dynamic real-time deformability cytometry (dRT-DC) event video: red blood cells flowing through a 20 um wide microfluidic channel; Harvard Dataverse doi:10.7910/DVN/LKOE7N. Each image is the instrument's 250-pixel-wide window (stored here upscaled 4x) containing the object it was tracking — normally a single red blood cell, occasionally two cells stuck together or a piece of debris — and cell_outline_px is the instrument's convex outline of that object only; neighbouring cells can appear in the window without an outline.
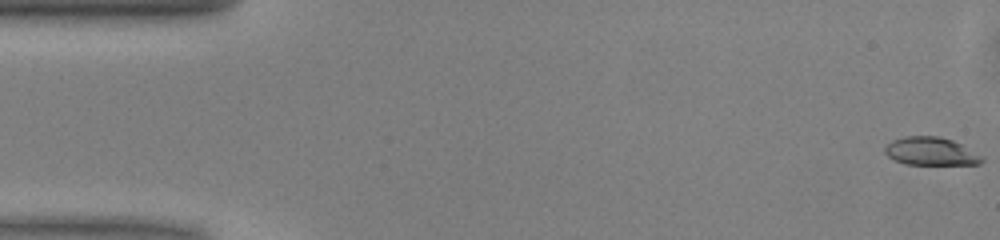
{"species": "common noctule bat (a hibernating species)", "species_latin": "Nyctalus noctula", "temperature_condition": "warm", "stored_images_in_passage": 50, "camera_frame_rate_fps": 3000, "um_per_image_px": 0.085, "animal": {"sex": "male", "body_mass_g": 13.0, "forearm_length_mm": 53.1}, "frame": {"image": 1, "passage_image": 1, "time_ms": 0.0, "image_size_px": [1000, 240], "cell_outline_px": [[984, 160], [980, 164], [904, 164], [888, 156], [884, 152], [884, 148], [892, 140], [904, 136], [940, 136], [952, 140], [984, 156]], "centroid_in_image_um": [79.13, 12.86], "position_along_channel_um": 5.9, "area_um2": 15.84}}
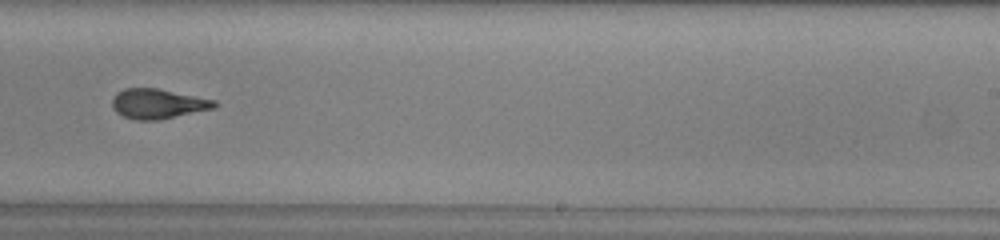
{"frame": {"image": 2, "passage_image": 31, "time_ms": 10.0, "image_size_px": [1000, 240], "cell_outline_px": [[216, 104], [212, 108], [160, 120], [136, 120], [124, 116], [116, 112], [112, 108], [112, 96], [116, 92], [124, 88], [156, 88], [216, 100]], "centroid_in_image_um": [13.35, 8.81], "position_along_channel_um": 275.6, "area_um2": 17.69}}
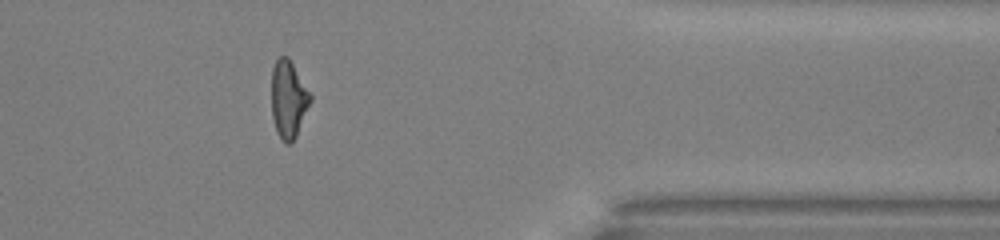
{"frame": {"image": 3, "passage_image": 41, "time_ms": 13.333, "image_size_px": [1000, 240], "cell_outline_px": [[312, 100], [296, 136], [292, 144], [284, 144], [276, 132], [272, 116], [272, 68], [276, 60], [280, 56], [288, 56], [312, 96]], "centroid_in_image_um": [24.51, 8.47], "position_along_channel_um": 386.9, "area_um2": 17.63}, "authors_computed_cell_mechanics": {"area_um2": 17.8313, "velocity_mm_per_s": 4.0653, "shape_relaxation_time_tau1_ms": 6.3289, "shape_relaxation_time_tau2_ms": 1.8901, "deformation_change_tau1": 0.2315, "deformation_change_tau2": 0.1047}}